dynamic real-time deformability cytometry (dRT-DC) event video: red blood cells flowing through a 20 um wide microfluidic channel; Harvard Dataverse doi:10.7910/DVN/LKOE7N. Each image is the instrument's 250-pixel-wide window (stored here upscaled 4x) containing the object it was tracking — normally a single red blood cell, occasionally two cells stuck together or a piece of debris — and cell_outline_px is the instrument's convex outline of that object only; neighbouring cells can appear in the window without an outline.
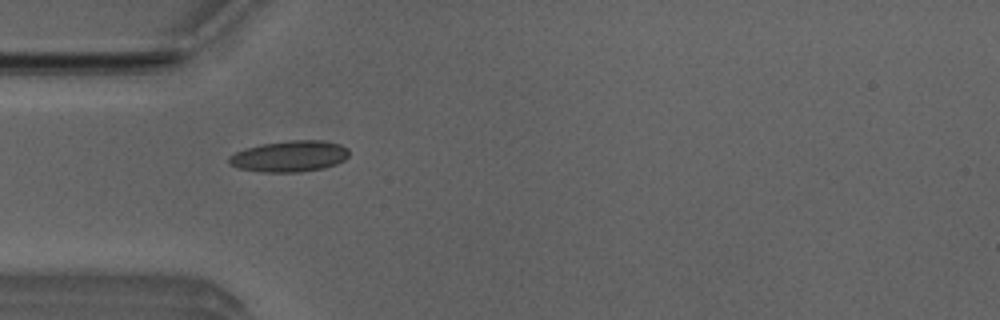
{"species": "Egyptian fruit bat (a non-hibernating species)", "species_latin": "Rousettus aegyptiacus", "temperature_condition": "room temperature", "stored_images_in_passage": 5, "camera_frame_rate_fps": 3000, "um_per_image_px": 0.085, "animal": {"sex": "male"}, "frame": {"image": 1, "passage_image": 4, "time_ms": 1.0, "image_size_px": [1000, 320], "cell_outline_px": [[348, 156], [344, 160], [336, 164], [324, 168], [296, 172], [264, 172], [240, 168], [228, 164], [228, 156], [236, 152], [260, 144], [288, 140], [324, 140], [340, 144], [348, 148]], "centroid_in_image_um": [24.62, 13.27], "position_along_channel_um": 60.4, "area_um2": 21.79}}